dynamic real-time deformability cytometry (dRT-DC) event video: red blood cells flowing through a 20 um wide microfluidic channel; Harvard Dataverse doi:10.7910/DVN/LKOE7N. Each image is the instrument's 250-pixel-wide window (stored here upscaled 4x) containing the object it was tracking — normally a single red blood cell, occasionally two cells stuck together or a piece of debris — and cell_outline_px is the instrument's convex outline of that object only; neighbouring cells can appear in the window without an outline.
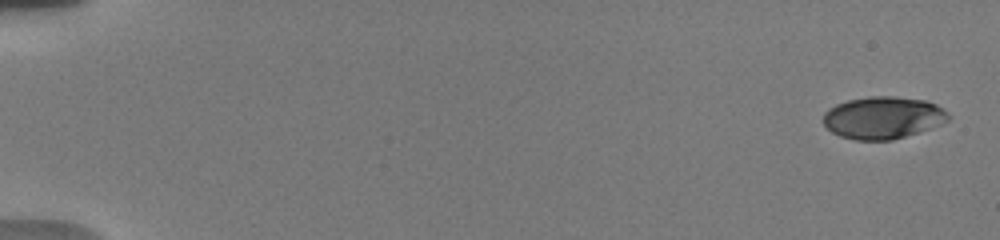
{"species": "human", "species_latin": "Homo sapiens", "temperature_condition": "warm", "stored_images_in_passage": 7, "camera_frame_rate_fps": 3000, "um_per_image_px": 0.085, "donor": {"sex": "male"}, "frame": {"image": 1, "passage_image": 1, "time_ms": 0.0, "image_size_px": [1000, 240], "cell_outline_px": [[948, 120], [940, 124], [892, 140], [856, 140], [840, 136], [832, 132], [824, 124], [824, 112], [828, 108], [836, 104], [848, 100], [868, 96], [892, 96], [928, 100], [944, 108], [948, 112]], "centroid_in_image_um": [75.04, 9.98], "position_along_channel_um": 10.0, "area_um2": 30.69}}
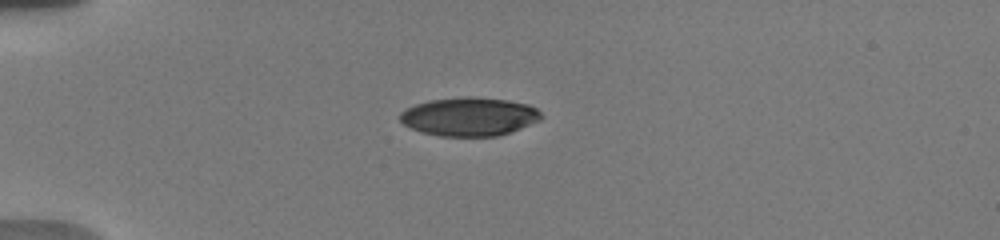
{"frame": {"image": 2, "passage_image": 5, "time_ms": 4.667, "image_size_px": [1000, 240], "cell_outline_px": [[544, 116], [540, 120], [520, 128], [496, 136], [440, 136], [420, 132], [404, 124], [400, 120], [400, 112], [416, 104], [428, 100], [464, 96], [468, 96], [508, 100], [528, 104], [536, 108]], "centroid_in_image_um": [39.89, 9.9], "position_along_channel_um": 45.1, "area_um2": 31.67}}
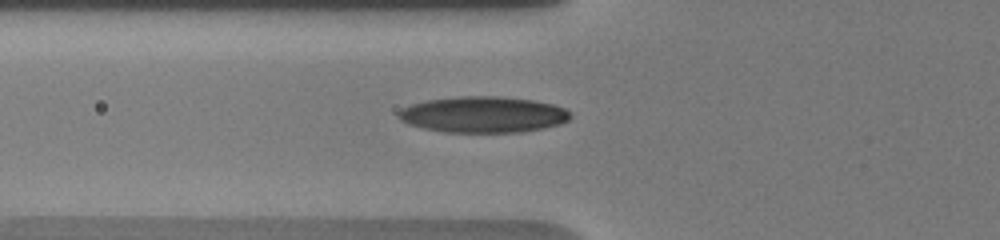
{"frame": {"image": 3, "passage_image": 7, "time_ms": 6.667, "image_size_px": [1000, 240], "cell_outline_px": [[572, 116], [568, 120], [560, 124], [544, 128], [520, 132], [444, 132], [424, 128], [408, 124], [400, 120], [396, 116], [396, 112], [400, 108], [412, 104], [428, 100], [460, 96], [500, 96], [532, 100], [552, 104], [564, 108], [572, 112]], "centroid_in_image_um": [41.06, 9.74], "position_along_channel_um": 84.7, "area_um2": 36.36}}